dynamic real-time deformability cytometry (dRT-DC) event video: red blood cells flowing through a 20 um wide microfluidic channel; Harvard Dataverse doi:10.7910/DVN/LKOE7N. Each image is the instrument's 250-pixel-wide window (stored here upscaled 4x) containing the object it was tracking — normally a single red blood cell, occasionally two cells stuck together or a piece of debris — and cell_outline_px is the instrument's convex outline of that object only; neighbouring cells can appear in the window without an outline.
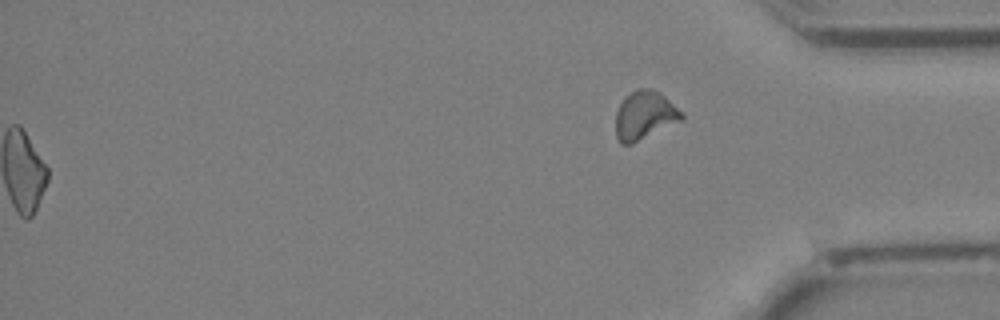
{"species": "Egyptian fruit bat (a non-hibernating species)", "species_latin": "Rousettus aegyptiacus", "temperature_condition": "cold", "stored_images_in_passage": 34, "segment_of_instrument_passage": [2, 2], "camera_frame_rate_fps": 3000, "um_per_image_px": 0.085, "animal": {"sex": "female"}, "frame": {"image": 1, "passage_image": 34, "time_ms": 11.0, "image_size_px": [1000, 320], "cell_outline_px": [[684, 120], [632, 144], [620, 144], [616, 136], [616, 112], [620, 104], [636, 88], [652, 88], [660, 92], [684, 116]], "centroid_in_image_um": [54.79, 9.83], "position_along_channel_um": 380.4, "area_um2": 18.5}}